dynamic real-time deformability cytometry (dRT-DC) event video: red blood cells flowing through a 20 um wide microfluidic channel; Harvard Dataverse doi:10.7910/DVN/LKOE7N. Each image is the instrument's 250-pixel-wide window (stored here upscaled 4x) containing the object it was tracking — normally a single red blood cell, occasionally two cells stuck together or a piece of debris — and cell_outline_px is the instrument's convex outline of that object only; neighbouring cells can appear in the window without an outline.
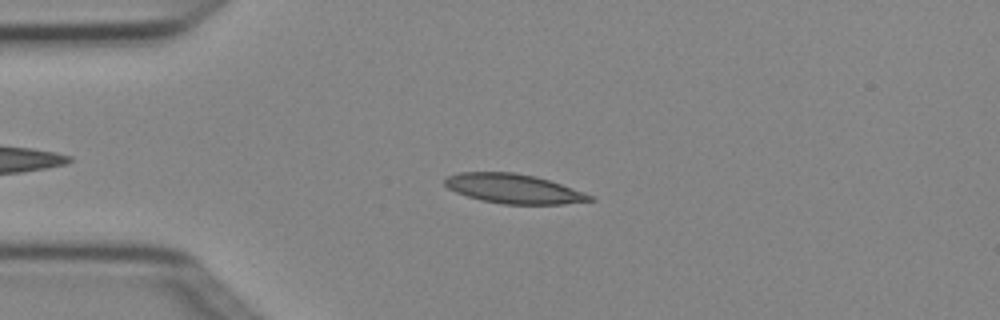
{"species": "Egyptian fruit bat (a non-hibernating species)", "species_latin": "Rousettus aegyptiacus", "temperature_condition": "cold", "stored_images_in_passage": 5, "camera_frame_rate_fps": 3000, "um_per_image_px": 0.085, "animal": {"sex": "female"}, "frame": {"image": 1, "passage_image": 3, "time_ms": 0.667, "image_size_px": [1000, 320], "cell_outline_px": [[596, 200], [564, 204], [504, 204], [484, 200], [468, 196], [456, 192], [448, 188], [444, 184], [444, 180], [448, 176], [460, 172], [516, 172], [536, 176], [584, 192], [592, 196]], "centroid_in_image_um": [43.67, 16.03], "position_along_channel_um": 41.3, "area_um2": 24.68}}
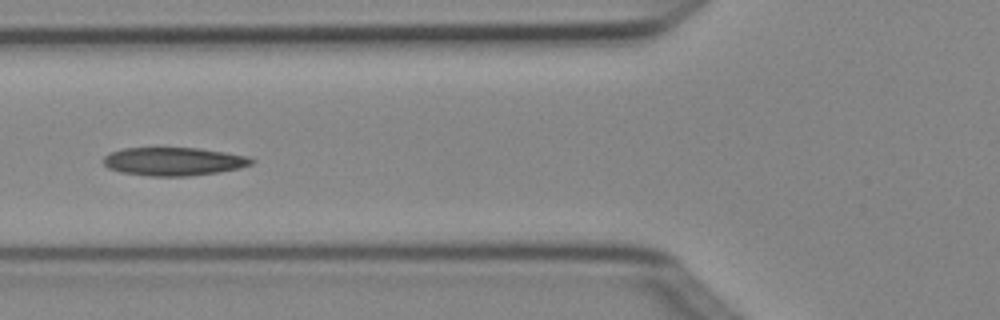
{"frame": {"image": 2, "passage_image": 5, "time_ms": 1.333, "image_size_px": [1000, 320], "cell_outline_px": [[256, 160], [252, 164], [240, 168], [216, 172], [188, 176], [152, 176], [120, 172], [108, 168], [104, 164], [104, 156], [108, 152], [124, 148], [196, 148], [224, 152], [248, 156]], "centroid_in_image_um": [14.75, 13.72], "position_along_channel_um": 111.1, "area_um2": 24.33}}